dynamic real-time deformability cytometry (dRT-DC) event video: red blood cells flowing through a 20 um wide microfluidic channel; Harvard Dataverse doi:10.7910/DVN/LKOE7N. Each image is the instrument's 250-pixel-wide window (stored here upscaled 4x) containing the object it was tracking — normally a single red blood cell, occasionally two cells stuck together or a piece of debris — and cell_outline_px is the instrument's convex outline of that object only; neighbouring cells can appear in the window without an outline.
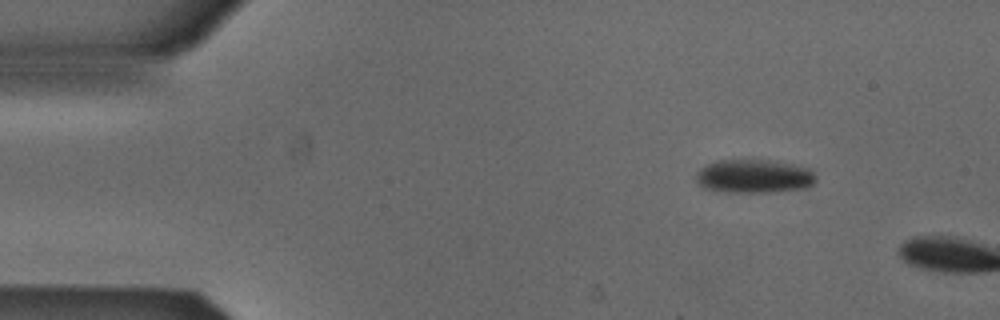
{"species": "Egyptian fruit bat (a non-hibernating species)", "species_latin": "Rousettus aegyptiacus", "temperature_condition": "cold", "stored_images_in_passage": 3, "camera_frame_rate_fps": 3000, "um_per_image_px": 0.085, "animal": {"sex": "male"}, "frame": {"image": 1, "passage_image": 1, "time_ms": 0.0, "image_size_px": [1000, 320], "cell_outline_px": [[816, 180], [812, 184], [804, 188], [776, 192], [728, 192], [704, 188], [696, 184], [696, 172], [700, 168], [716, 160], [776, 160], [816, 168]], "centroid_in_image_um": [64.16, 14.97], "position_along_channel_um": 20.8, "area_um2": 24.1}}